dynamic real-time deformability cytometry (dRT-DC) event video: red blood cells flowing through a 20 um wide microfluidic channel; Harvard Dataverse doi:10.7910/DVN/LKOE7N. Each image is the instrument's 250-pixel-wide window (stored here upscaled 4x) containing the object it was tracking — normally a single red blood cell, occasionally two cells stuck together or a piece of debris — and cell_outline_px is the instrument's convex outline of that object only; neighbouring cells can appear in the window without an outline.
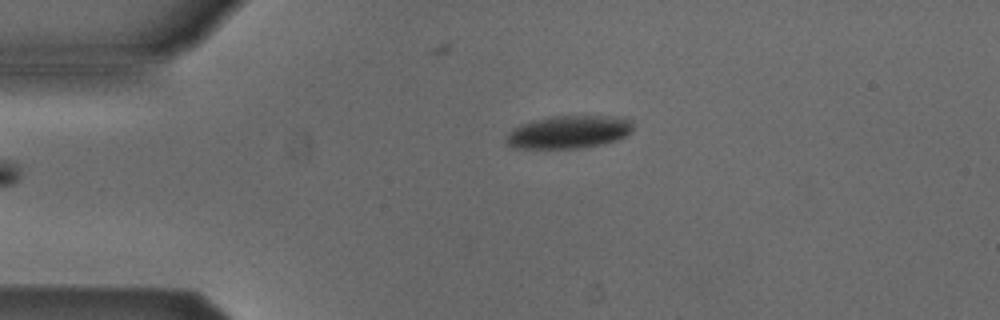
{"species": "Egyptian fruit bat (a non-hibernating species)", "species_latin": "Rousettus aegyptiacus", "temperature_condition": "cold", "stored_images_in_passage": 4, "camera_frame_rate_fps": 3000, "um_per_image_px": 0.085, "animal": {"sex": "male"}, "frame": {"image": 1, "passage_image": 4, "time_ms": 1.0, "image_size_px": [1000, 320], "cell_outline_px": [[632, 132], [616, 140], [600, 144], [576, 148], [512, 148], [504, 144], [504, 136], [512, 128], [520, 124], [552, 116], [624, 116], [632, 120]], "centroid_in_image_um": [48.3, 11.21], "position_along_channel_um": 36.7, "area_um2": 24.51}}